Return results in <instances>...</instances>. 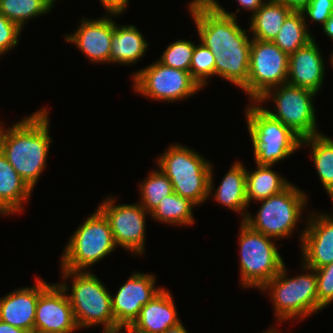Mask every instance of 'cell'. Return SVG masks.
<instances>
[{
  "instance_id": "1",
  "label": "cell",
  "mask_w": 333,
  "mask_h": 333,
  "mask_svg": "<svg viewBox=\"0 0 333 333\" xmlns=\"http://www.w3.org/2000/svg\"><path fill=\"white\" fill-rule=\"evenodd\" d=\"M188 12L196 26L199 41L215 56V76L242 89L248 81L252 38L249 29L238 24L237 13L219 3L191 4Z\"/></svg>"
},
{
  "instance_id": "2",
  "label": "cell",
  "mask_w": 333,
  "mask_h": 333,
  "mask_svg": "<svg viewBox=\"0 0 333 333\" xmlns=\"http://www.w3.org/2000/svg\"><path fill=\"white\" fill-rule=\"evenodd\" d=\"M49 109L43 107L0 130V150L15 171L34 191L45 167L50 144Z\"/></svg>"
},
{
  "instance_id": "3",
  "label": "cell",
  "mask_w": 333,
  "mask_h": 333,
  "mask_svg": "<svg viewBox=\"0 0 333 333\" xmlns=\"http://www.w3.org/2000/svg\"><path fill=\"white\" fill-rule=\"evenodd\" d=\"M61 277L63 280L58 284L68 296L79 329L98 325L103 326V329H116L111 304L112 293L97 275L91 270L61 269ZM67 279L72 282L71 286L65 283Z\"/></svg>"
},
{
  "instance_id": "4",
  "label": "cell",
  "mask_w": 333,
  "mask_h": 333,
  "mask_svg": "<svg viewBox=\"0 0 333 333\" xmlns=\"http://www.w3.org/2000/svg\"><path fill=\"white\" fill-rule=\"evenodd\" d=\"M286 267L284 264L280 272L260 289L263 293L268 292L278 325L288 320L301 321L318 312L315 269L301 264L302 274L288 277Z\"/></svg>"
},
{
  "instance_id": "5",
  "label": "cell",
  "mask_w": 333,
  "mask_h": 333,
  "mask_svg": "<svg viewBox=\"0 0 333 333\" xmlns=\"http://www.w3.org/2000/svg\"><path fill=\"white\" fill-rule=\"evenodd\" d=\"M173 185L174 193L190 199L197 206L209 200V178L212 162L192 148L173 143L156 159Z\"/></svg>"
},
{
  "instance_id": "6",
  "label": "cell",
  "mask_w": 333,
  "mask_h": 333,
  "mask_svg": "<svg viewBox=\"0 0 333 333\" xmlns=\"http://www.w3.org/2000/svg\"><path fill=\"white\" fill-rule=\"evenodd\" d=\"M245 108L243 114L254 150L255 164L275 166L301 149L302 139L267 113L263 105L251 102Z\"/></svg>"
},
{
  "instance_id": "7",
  "label": "cell",
  "mask_w": 333,
  "mask_h": 333,
  "mask_svg": "<svg viewBox=\"0 0 333 333\" xmlns=\"http://www.w3.org/2000/svg\"><path fill=\"white\" fill-rule=\"evenodd\" d=\"M116 247L109 221L97 208L72 233L60 257V269L90 271Z\"/></svg>"
},
{
  "instance_id": "8",
  "label": "cell",
  "mask_w": 333,
  "mask_h": 333,
  "mask_svg": "<svg viewBox=\"0 0 333 333\" xmlns=\"http://www.w3.org/2000/svg\"><path fill=\"white\" fill-rule=\"evenodd\" d=\"M308 201L306 191L291 183L282 192L257 201L261 205L256 215L248 212L244 222L253 230L275 240L287 239L296 231L300 221L307 222L302 212H305L303 210Z\"/></svg>"
},
{
  "instance_id": "9",
  "label": "cell",
  "mask_w": 333,
  "mask_h": 333,
  "mask_svg": "<svg viewBox=\"0 0 333 333\" xmlns=\"http://www.w3.org/2000/svg\"><path fill=\"white\" fill-rule=\"evenodd\" d=\"M239 228V284L260 290L280 272L285 262L275 239L253 230L244 221Z\"/></svg>"
},
{
  "instance_id": "10",
  "label": "cell",
  "mask_w": 333,
  "mask_h": 333,
  "mask_svg": "<svg viewBox=\"0 0 333 333\" xmlns=\"http://www.w3.org/2000/svg\"><path fill=\"white\" fill-rule=\"evenodd\" d=\"M315 95L311 90L284 83L269 89L257 102L260 105L273 102V110L265 105V111L304 139L322 133L317 125Z\"/></svg>"
},
{
  "instance_id": "11",
  "label": "cell",
  "mask_w": 333,
  "mask_h": 333,
  "mask_svg": "<svg viewBox=\"0 0 333 333\" xmlns=\"http://www.w3.org/2000/svg\"><path fill=\"white\" fill-rule=\"evenodd\" d=\"M132 90L155 101L173 103L185 100L202 88L189 71L168 67L158 60L133 72Z\"/></svg>"
},
{
  "instance_id": "12",
  "label": "cell",
  "mask_w": 333,
  "mask_h": 333,
  "mask_svg": "<svg viewBox=\"0 0 333 333\" xmlns=\"http://www.w3.org/2000/svg\"><path fill=\"white\" fill-rule=\"evenodd\" d=\"M289 55L273 41L252 39L247 84L241 89L251 102L287 81Z\"/></svg>"
},
{
  "instance_id": "13",
  "label": "cell",
  "mask_w": 333,
  "mask_h": 333,
  "mask_svg": "<svg viewBox=\"0 0 333 333\" xmlns=\"http://www.w3.org/2000/svg\"><path fill=\"white\" fill-rule=\"evenodd\" d=\"M116 196H106L97 207L108 219L117 247L131 255L144 254L146 249V216L150 214L138 203L117 204Z\"/></svg>"
},
{
  "instance_id": "14",
  "label": "cell",
  "mask_w": 333,
  "mask_h": 333,
  "mask_svg": "<svg viewBox=\"0 0 333 333\" xmlns=\"http://www.w3.org/2000/svg\"><path fill=\"white\" fill-rule=\"evenodd\" d=\"M156 283L153 273L133 271L116 295L111 294L116 329L129 328L134 323L141 308L164 288L156 286Z\"/></svg>"
},
{
  "instance_id": "15",
  "label": "cell",
  "mask_w": 333,
  "mask_h": 333,
  "mask_svg": "<svg viewBox=\"0 0 333 333\" xmlns=\"http://www.w3.org/2000/svg\"><path fill=\"white\" fill-rule=\"evenodd\" d=\"M306 217V226L299 234L301 260L305 266L318 269L333 262V215L310 211Z\"/></svg>"
},
{
  "instance_id": "16",
  "label": "cell",
  "mask_w": 333,
  "mask_h": 333,
  "mask_svg": "<svg viewBox=\"0 0 333 333\" xmlns=\"http://www.w3.org/2000/svg\"><path fill=\"white\" fill-rule=\"evenodd\" d=\"M121 14L107 13L98 19L82 17L80 26L71 34L64 36L66 42L77 47L81 53L95 64H110L112 34L114 32V17Z\"/></svg>"
},
{
  "instance_id": "17",
  "label": "cell",
  "mask_w": 333,
  "mask_h": 333,
  "mask_svg": "<svg viewBox=\"0 0 333 333\" xmlns=\"http://www.w3.org/2000/svg\"><path fill=\"white\" fill-rule=\"evenodd\" d=\"M78 330L66 292L58 283L50 284L38 298L34 333H74Z\"/></svg>"
},
{
  "instance_id": "18",
  "label": "cell",
  "mask_w": 333,
  "mask_h": 333,
  "mask_svg": "<svg viewBox=\"0 0 333 333\" xmlns=\"http://www.w3.org/2000/svg\"><path fill=\"white\" fill-rule=\"evenodd\" d=\"M30 287L16 288L0 297V321L34 333L36 305L39 295L50 285L38 276Z\"/></svg>"
},
{
  "instance_id": "19",
  "label": "cell",
  "mask_w": 333,
  "mask_h": 333,
  "mask_svg": "<svg viewBox=\"0 0 333 333\" xmlns=\"http://www.w3.org/2000/svg\"><path fill=\"white\" fill-rule=\"evenodd\" d=\"M314 38L306 46L289 55L286 83L315 92L324 85L326 63Z\"/></svg>"
},
{
  "instance_id": "20",
  "label": "cell",
  "mask_w": 333,
  "mask_h": 333,
  "mask_svg": "<svg viewBox=\"0 0 333 333\" xmlns=\"http://www.w3.org/2000/svg\"><path fill=\"white\" fill-rule=\"evenodd\" d=\"M213 164L211 165V172L209 178V198H213L219 205L234 211L242 216L241 221H244L248 214V207L246 197V166L240 160H236L226 175L222 178L221 183L214 190ZM214 190V192H213ZM213 192V193H212Z\"/></svg>"
},
{
  "instance_id": "21",
  "label": "cell",
  "mask_w": 333,
  "mask_h": 333,
  "mask_svg": "<svg viewBox=\"0 0 333 333\" xmlns=\"http://www.w3.org/2000/svg\"><path fill=\"white\" fill-rule=\"evenodd\" d=\"M173 298L171 292L163 288L141 308L129 329L135 333H163L167 328L180 323Z\"/></svg>"
},
{
  "instance_id": "22",
  "label": "cell",
  "mask_w": 333,
  "mask_h": 333,
  "mask_svg": "<svg viewBox=\"0 0 333 333\" xmlns=\"http://www.w3.org/2000/svg\"><path fill=\"white\" fill-rule=\"evenodd\" d=\"M32 192L0 150V215L22 213Z\"/></svg>"
},
{
  "instance_id": "23",
  "label": "cell",
  "mask_w": 333,
  "mask_h": 333,
  "mask_svg": "<svg viewBox=\"0 0 333 333\" xmlns=\"http://www.w3.org/2000/svg\"><path fill=\"white\" fill-rule=\"evenodd\" d=\"M146 38L138 27L131 25H117L114 21L112 34L110 63L134 65L145 56L149 48Z\"/></svg>"
},
{
  "instance_id": "24",
  "label": "cell",
  "mask_w": 333,
  "mask_h": 333,
  "mask_svg": "<svg viewBox=\"0 0 333 333\" xmlns=\"http://www.w3.org/2000/svg\"><path fill=\"white\" fill-rule=\"evenodd\" d=\"M255 170L246 167V197L248 205L269 198L285 190L292 182L272 170V165L255 164Z\"/></svg>"
},
{
  "instance_id": "25",
  "label": "cell",
  "mask_w": 333,
  "mask_h": 333,
  "mask_svg": "<svg viewBox=\"0 0 333 333\" xmlns=\"http://www.w3.org/2000/svg\"><path fill=\"white\" fill-rule=\"evenodd\" d=\"M292 10L278 0H267L249 19L252 39L273 41Z\"/></svg>"
},
{
  "instance_id": "26",
  "label": "cell",
  "mask_w": 333,
  "mask_h": 333,
  "mask_svg": "<svg viewBox=\"0 0 333 333\" xmlns=\"http://www.w3.org/2000/svg\"><path fill=\"white\" fill-rule=\"evenodd\" d=\"M302 146L311 148L310 160H313L318 177L333 201V139L322 132L302 139L301 149Z\"/></svg>"
},
{
  "instance_id": "27",
  "label": "cell",
  "mask_w": 333,
  "mask_h": 333,
  "mask_svg": "<svg viewBox=\"0 0 333 333\" xmlns=\"http://www.w3.org/2000/svg\"><path fill=\"white\" fill-rule=\"evenodd\" d=\"M198 207L190 199L172 193L160 200L158 206L150 213L152 220L167 225L190 226L195 224L193 209Z\"/></svg>"
},
{
  "instance_id": "28",
  "label": "cell",
  "mask_w": 333,
  "mask_h": 333,
  "mask_svg": "<svg viewBox=\"0 0 333 333\" xmlns=\"http://www.w3.org/2000/svg\"><path fill=\"white\" fill-rule=\"evenodd\" d=\"M308 20L304 19L301 11H291L285 18L281 29L273 42L285 53L290 55L297 49L306 46L314 39Z\"/></svg>"
},
{
  "instance_id": "29",
  "label": "cell",
  "mask_w": 333,
  "mask_h": 333,
  "mask_svg": "<svg viewBox=\"0 0 333 333\" xmlns=\"http://www.w3.org/2000/svg\"><path fill=\"white\" fill-rule=\"evenodd\" d=\"M53 7L49 0H0V13L22 30L30 19L49 13Z\"/></svg>"
},
{
  "instance_id": "30",
  "label": "cell",
  "mask_w": 333,
  "mask_h": 333,
  "mask_svg": "<svg viewBox=\"0 0 333 333\" xmlns=\"http://www.w3.org/2000/svg\"><path fill=\"white\" fill-rule=\"evenodd\" d=\"M140 202L139 204L150 214L165 196H169L173 191V185L163 171L151 170L147 177L140 182Z\"/></svg>"
},
{
  "instance_id": "31",
  "label": "cell",
  "mask_w": 333,
  "mask_h": 333,
  "mask_svg": "<svg viewBox=\"0 0 333 333\" xmlns=\"http://www.w3.org/2000/svg\"><path fill=\"white\" fill-rule=\"evenodd\" d=\"M194 47L193 41L178 39L167 46L158 61L168 67L189 71Z\"/></svg>"
},
{
  "instance_id": "32",
  "label": "cell",
  "mask_w": 333,
  "mask_h": 333,
  "mask_svg": "<svg viewBox=\"0 0 333 333\" xmlns=\"http://www.w3.org/2000/svg\"><path fill=\"white\" fill-rule=\"evenodd\" d=\"M214 58L212 51L203 43L195 44L189 72L202 88L210 77L215 76Z\"/></svg>"
},
{
  "instance_id": "33",
  "label": "cell",
  "mask_w": 333,
  "mask_h": 333,
  "mask_svg": "<svg viewBox=\"0 0 333 333\" xmlns=\"http://www.w3.org/2000/svg\"><path fill=\"white\" fill-rule=\"evenodd\" d=\"M317 274L318 311L333 303V262L315 269Z\"/></svg>"
},
{
  "instance_id": "34",
  "label": "cell",
  "mask_w": 333,
  "mask_h": 333,
  "mask_svg": "<svg viewBox=\"0 0 333 333\" xmlns=\"http://www.w3.org/2000/svg\"><path fill=\"white\" fill-rule=\"evenodd\" d=\"M21 32L17 24L0 13V58L18 45Z\"/></svg>"
},
{
  "instance_id": "35",
  "label": "cell",
  "mask_w": 333,
  "mask_h": 333,
  "mask_svg": "<svg viewBox=\"0 0 333 333\" xmlns=\"http://www.w3.org/2000/svg\"><path fill=\"white\" fill-rule=\"evenodd\" d=\"M301 12L305 20L323 26L333 14V0H310Z\"/></svg>"
},
{
  "instance_id": "36",
  "label": "cell",
  "mask_w": 333,
  "mask_h": 333,
  "mask_svg": "<svg viewBox=\"0 0 333 333\" xmlns=\"http://www.w3.org/2000/svg\"><path fill=\"white\" fill-rule=\"evenodd\" d=\"M106 13L122 14L125 12L130 0H99Z\"/></svg>"
},
{
  "instance_id": "37",
  "label": "cell",
  "mask_w": 333,
  "mask_h": 333,
  "mask_svg": "<svg viewBox=\"0 0 333 333\" xmlns=\"http://www.w3.org/2000/svg\"><path fill=\"white\" fill-rule=\"evenodd\" d=\"M240 8L251 12L252 16L267 0H236Z\"/></svg>"
},
{
  "instance_id": "38",
  "label": "cell",
  "mask_w": 333,
  "mask_h": 333,
  "mask_svg": "<svg viewBox=\"0 0 333 333\" xmlns=\"http://www.w3.org/2000/svg\"><path fill=\"white\" fill-rule=\"evenodd\" d=\"M288 6L293 11H302L310 0H278Z\"/></svg>"
},
{
  "instance_id": "39",
  "label": "cell",
  "mask_w": 333,
  "mask_h": 333,
  "mask_svg": "<svg viewBox=\"0 0 333 333\" xmlns=\"http://www.w3.org/2000/svg\"><path fill=\"white\" fill-rule=\"evenodd\" d=\"M0 333H29L27 330L0 321Z\"/></svg>"
},
{
  "instance_id": "40",
  "label": "cell",
  "mask_w": 333,
  "mask_h": 333,
  "mask_svg": "<svg viewBox=\"0 0 333 333\" xmlns=\"http://www.w3.org/2000/svg\"><path fill=\"white\" fill-rule=\"evenodd\" d=\"M321 28L325 35L333 41V14Z\"/></svg>"
},
{
  "instance_id": "41",
  "label": "cell",
  "mask_w": 333,
  "mask_h": 333,
  "mask_svg": "<svg viewBox=\"0 0 333 333\" xmlns=\"http://www.w3.org/2000/svg\"><path fill=\"white\" fill-rule=\"evenodd\" d=\"M163 333H189L185 326H183L182 321L177 325L167 328Z\"/></svg>"
},
{
  "instance_id": "42",
  "label": "cell",
  "mask_w": 333,
  "mask_h": 333,
  "mask_svg": "<svg viewBox=\"0 0 333 333\" xmlns=\"http://www.w3.org/2000/svg\"><path fill=\"white\" fill-rule=\"evenodd\" d=\"M217 0H192L188 2V5L191 4H214Z\"/></svg>"
},
{
  "instance_id": "43",
  "label": "cell",
  "mask_w": 333,
  "mask_h": 333,
  "mask_svg": "<svg viewBox=\"0 0 333 333\" xmlns=\"http://www.w3.org/2000/svg\"><path fill=\"white\" fill-rule=\"evenodd\" d=\"M274 326H270L266 331H263L262 333H281L277 328H273Z\"/></svg>"
},
{
  "instance_id": "44",
  "label": "cell",
  "mask_w": 333,
  "mask_h": 333,
  "mask_svg": "<svg viewBox=\"0 0 333 333\" xmlns=\"http://www.w3.org/2000/svg\"><path fill=\"white\" fill-rule=\"evenodd\" d=\"M103 333H122V329H103Z\"/></svg>"
},
{
  "instance_id": "45",
  "label": "cell",
  "mask_w": 333,
  "mask_h": 333,
  "mask_svg": "<svg viewBox=\"0 0 333 333\" xmlns=\"http://www.w3.org/2000/svg\"><path fill=\"white\" fill-rule=\"evenodd\" d=\"M124 330V331H123ZM122 333H135L134 331H132L131 329L129 328H123L122 329Z\"/></svg>"
},
{
  "instance_id": "46",
  "label": "cell",
  "mask_w": 333,
  "mask_h": 333,
  "mask_svg": "<svg viewBox=\"0 0 333 333\" xmlns=\"http://www.w3.org/2000/svg\"><path fill=\"white\" fill-rule=\"evenodd\" d=\"M331 55L329 56L330 58V64H331V67L333 68V51L330 53Z\"/></svg>"
},
{
  "instance_id": "47",
  "label": "cell",
  "mask_w": 333,
  "mask_h": 333,
  "mask_svg": "<svg viewBox=\"0 0 333 333\" xmlns=\"http://www.w3.org/2000/svg\"><path fill=\"white\" fill-rule=\"evenodd\" d=\"M53 5H56L55 3L57 2V0H49Z\"/></svg>"
},
{
  "instance_id": "48",
  "label": "cell",
  "mask_w": 333,
  "mask_h": 333,
  "mask_svg": "<svg viewBox=\"0 0 333 333\" xmlns=\"http://www.w3.org/2000/svg\"><path fill=\"white\" fill-rule=\"evenodd\" d=\"M3 125H4V123L1 121V122H0V130H1V128L3 127Z\"/></svg>"
}]
</instances>
